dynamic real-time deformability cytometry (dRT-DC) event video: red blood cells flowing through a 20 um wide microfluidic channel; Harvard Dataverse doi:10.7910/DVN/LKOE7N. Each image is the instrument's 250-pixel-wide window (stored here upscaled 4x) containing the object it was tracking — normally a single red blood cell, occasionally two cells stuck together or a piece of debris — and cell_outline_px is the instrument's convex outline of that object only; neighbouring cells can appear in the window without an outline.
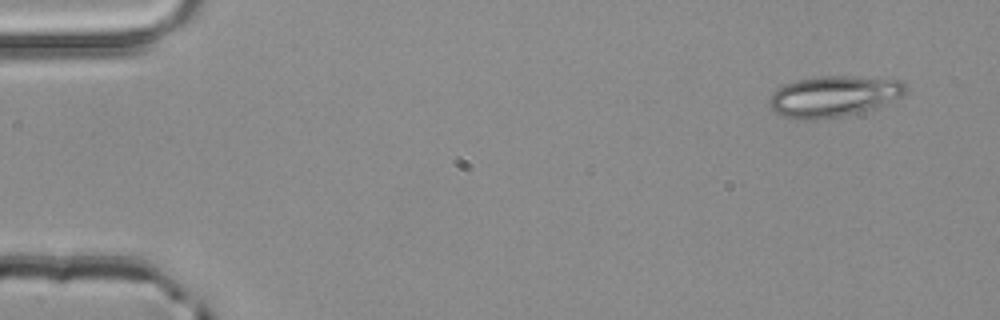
{"species": "common noctule bat (a hibernating species)", "species_latin": "Nyctalus noctula", "temperature_condition": "room temperature", "stored_images_in_passage": 3, "camera_frame_rate_fps": 3000, "um_per_image_px": 0.085, "animal": {"sex": "male", "body_mass_g": 20.4}, "frame": {"image": 1, "passage_image": 1, "time_ms": 0.0, "image_size_px": [1000, 320], "cell_outline_px": [[908, 92], [904, 96], [888, 104], [876, 108], [840, 116], [816, 120], [800, 120], [784, 116], [776, 112], [768, 104], [768, 100], [772, 92], [776, 88], [784, 84], [796, 80], [816, 76], [852, 76], [904, 80], [908, 88]], "centroid_in_image_um": [70.91, 8.18], "position_along_channel_um": 14.1, "area_um2": 33.18}}